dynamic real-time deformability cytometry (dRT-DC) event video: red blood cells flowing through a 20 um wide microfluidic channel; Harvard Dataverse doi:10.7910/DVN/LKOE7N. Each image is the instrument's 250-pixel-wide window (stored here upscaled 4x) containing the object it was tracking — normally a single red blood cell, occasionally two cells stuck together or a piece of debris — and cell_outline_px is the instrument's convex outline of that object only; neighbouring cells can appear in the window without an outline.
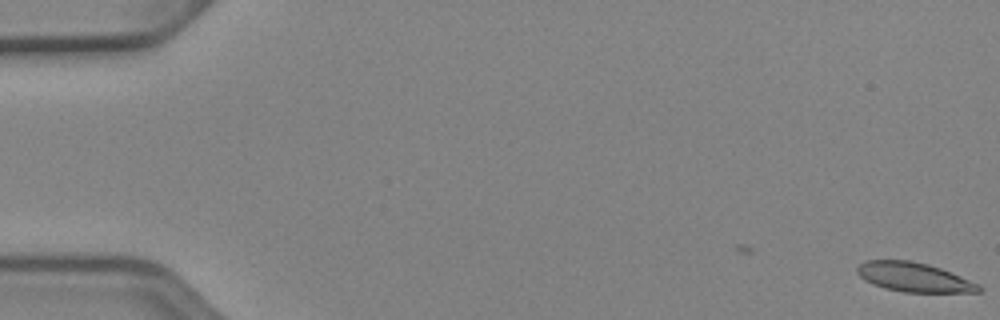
{"species": "Egyptian fruit bat (a non-hibernating species)", "species_latin": "Rousettus aegyptiacus", "temperature_condition": "cold", "stored_images_in_passage": 43, "camera_frame_rate_fps": 3000, "um_per_image_px": 0.085, "animal": {"sex": "female"}, "frame": {"image": 1, "passage_image": 1, "time_ms": 0.0, "image_size_px": [1000, 320], "cell_outline_px": [[984, 292], [904, 292], [884, 288], [872, 284], [864, 280], [856, 272], [856, 268], [864, 260], [912, 260], [928, 264], [940, 268], [980, 284], [984, 288]], "centroid_in_image_um": [77.69, 23.56], "position_along_channel_um": 7.3, "area_um2": 20.92}}
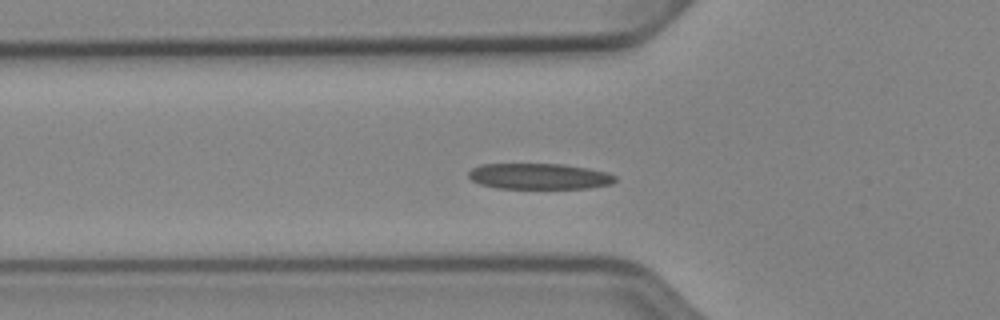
{"frame": {"image": 2, "passage_image": 19, "time_ms": 6.0, "image_size_px": [1000, 320], "cell_outline_px": [[616, 180], [612, 184], [588, 188], [496, 188], [480, 184], [472, 180], [468, 176], [468, 172], [472, 168], [480, 164], [564, 164], [588, 168], [608, 172], [616, 176]], "centroid_in_image_um": [45.84, 14.98], "position_along_channel_um": 80.0, "area_um2": 22.2}}
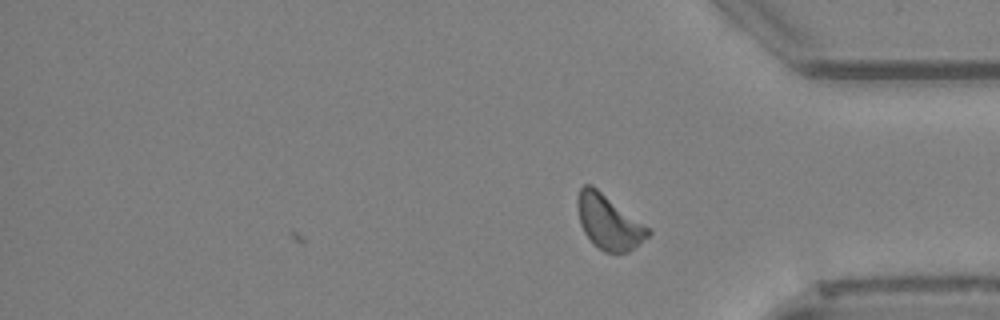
{"frame": {"image": 3, "passage_image": 43, "time_ms": 14.0, "image_size_px": [1000, 320], "cell_outline_px": [[652, 232], [648, 236], [628, 252], [604, 252], [592, 244], [584, 232], [580, 224], [576, 204], [576, 200], [580, 188], [584, 184], [592, 184], [652, 228]], "centroid_in_image_um": [51.74, 18.85], "position_along_channel_um": 383.5, "area_um2": 22.83}, "authors_computed_cell_mechanics": {"area_um2": 22.1374, "velocity_mm_per_s": 3.8952, "shape_relaxation_time_tau1_ms": 4.6172, "shape_relaxation_time_tau2_ms": 4.2179, "deformation_change_tau1": 0.123, "deformation_change_tau2": 0.1222}}